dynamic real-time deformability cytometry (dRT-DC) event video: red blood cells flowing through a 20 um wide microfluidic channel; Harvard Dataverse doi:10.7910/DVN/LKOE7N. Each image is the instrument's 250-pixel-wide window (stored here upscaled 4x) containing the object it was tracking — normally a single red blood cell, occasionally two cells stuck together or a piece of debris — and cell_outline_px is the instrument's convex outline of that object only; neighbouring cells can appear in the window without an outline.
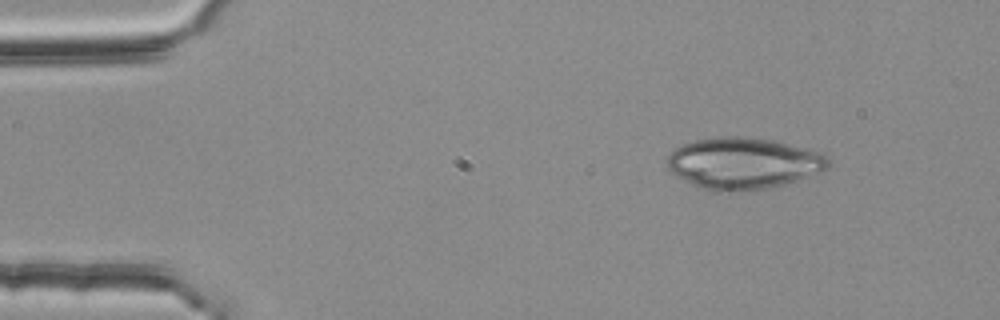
{"species": "common noctule bat (a hibernating species)", "species_latin": "Nyctalus noctula", "temperature_condition": "room temperature", "stored_images_in_passage": 48, "camera_frame_rate_fps": 3000, "um_per_image_px": 0.085, "animal": {"sex": "female", "body_mass_g": 25.1}, "frame": {"image": 1, "passage_image": 1, "time_ms": 0.0, "image_size_px": [1000, 320], "cell_outline_px": [[828, 168], [820, 172], [784, 184], [748, 192], [720, 192], [700, 188], [676, 176], [668, 168], [664, 160], [680, 144], [696, 140], [720, 136], [748, 136], [772, 140], [812, 148], [824, 152], [828, 156]], "centroid_in_image_um": [63.19, 13.87], "position_along_channel_um": 21.8, "area_um2": 49.13}}
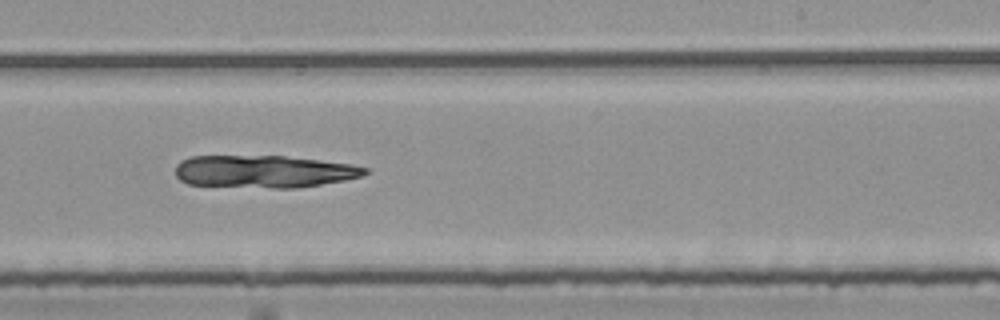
{"frame": {"image": 2, "passage_image": 27, "time_ms": 8.667, "image_size_px": [1000, 320], "cell_outline_px": [[368, 172], [364, 176], [344, 180], [300, 188], [272, 188], [188, 184], [180, 180], [176, 176], [176, 164], [180, 160], [192, 156], [284, 156], [320, 160], [352, 164], [368, 168]], "centroid_in_image_um": [22.45, 14.58], "position_along_channel_um": 266.6, "area_um2": 36.01}}
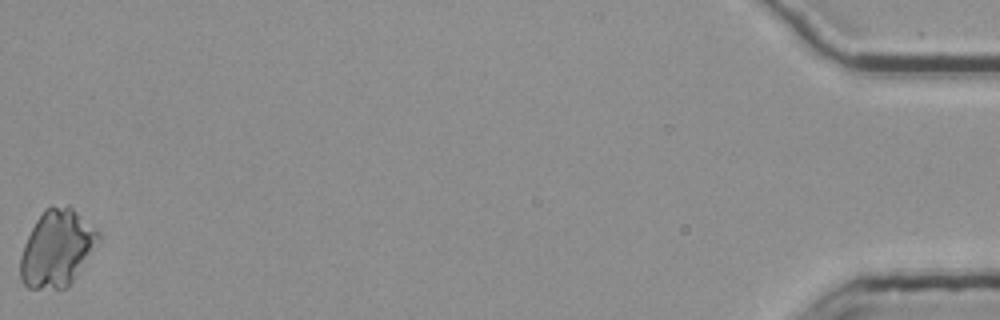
{"frame": {"image": 3, "passage_image": 48, "time_ms": 15.667, "image_size_px": [1000, 320], "cell_outline_px": [[100, 240], [72, 284], [68, 288], [28, 288], [20, 280], [20, 256], [24, 244], [36, 220], [44, 208], [52, 204], [68, 204], [96, 228], [100, 232]], "centroid_in_image_um": [4.85, 21.09], "position_along_channel_um": 430.3, "area_um2": 35.37}}